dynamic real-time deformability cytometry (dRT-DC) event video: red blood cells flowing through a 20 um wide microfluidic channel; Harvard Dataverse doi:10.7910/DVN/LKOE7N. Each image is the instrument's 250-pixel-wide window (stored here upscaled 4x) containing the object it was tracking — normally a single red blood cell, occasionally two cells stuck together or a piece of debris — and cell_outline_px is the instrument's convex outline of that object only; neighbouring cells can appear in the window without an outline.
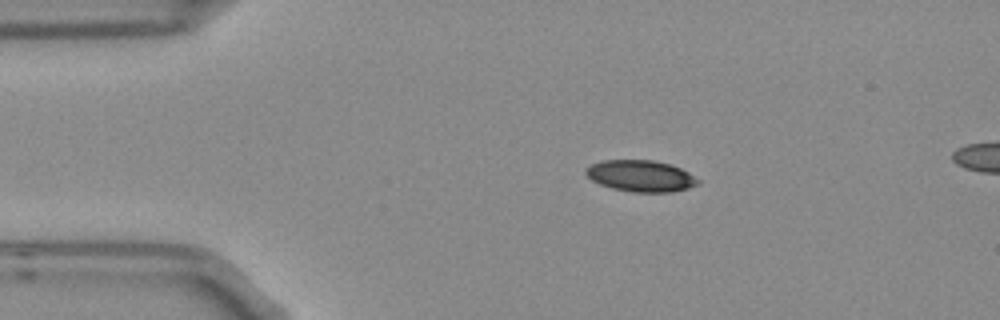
{"species": "Egyptian fruit bat (a non-hibernating species)", "species_latin": "Rousettus aegyptiacus", "temperature_condition": "room temperature", "stored_images_in_passage": 4, "camera_frame_rate_fps": 3000, "um_per_image_px": 0.085, "frame": {"image": 1, "passage_image": 2, "time_ms": 0.333, "image_size_px": [1000, 320], "cell_outline_px": [[700, 184], [688, 188], [672, 192], [632, 192], [612, 188], [600, 184], [592, 180], [584, 172], [592, 164], [604, 160], [652, 160], [668, 164], [680, 168], [688, 172], [700, 180]], "centroid_in_image_um": [54.49, 14.96], "position_along_channel_um": 30.5, "area_um2": 20.4}}